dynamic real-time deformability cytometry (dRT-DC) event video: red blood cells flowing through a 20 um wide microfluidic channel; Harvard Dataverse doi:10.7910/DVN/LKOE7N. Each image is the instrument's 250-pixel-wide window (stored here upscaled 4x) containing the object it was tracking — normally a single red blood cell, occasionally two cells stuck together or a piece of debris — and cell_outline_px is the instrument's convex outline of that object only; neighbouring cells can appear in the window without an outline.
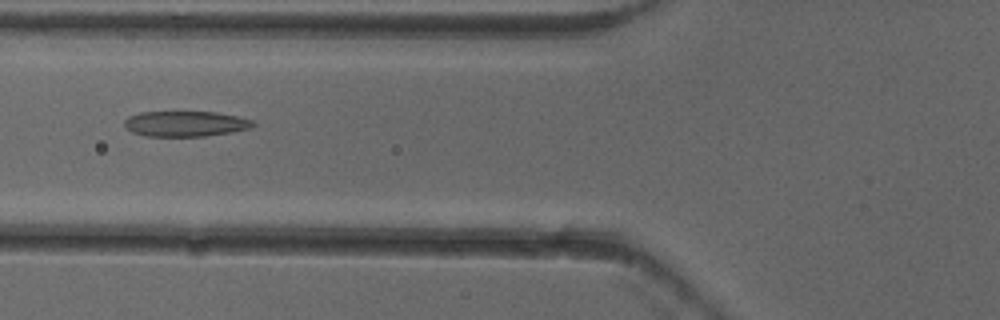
{"species": "common noctule bat (a hibernating species)", "species_latin": "Nyctalus noctula", "temperature_condition": "cold", "stored_images_in_passage": 3, "camera_frame_rate_fps": 3000, "um_per_image_px": 0.085, "animal": {"sex": "female"}, "frame": {"image": 1, "passage_image": 3, "time_ms": 0.667, "image_size_px": [1000, 320], "cell_outline_px": [[256, 124], [252, 128], [232, 132], [204, 136], [144, 136], [132, 132], [124, 124], [124, 120], [128, 116], [140, 112], [216, 112], [236, 116], [252, 120]], "centroid_in_image_um": [15.77, 10.52], "position_along_channel_um": 110.0, "area_um2": 19.07}}